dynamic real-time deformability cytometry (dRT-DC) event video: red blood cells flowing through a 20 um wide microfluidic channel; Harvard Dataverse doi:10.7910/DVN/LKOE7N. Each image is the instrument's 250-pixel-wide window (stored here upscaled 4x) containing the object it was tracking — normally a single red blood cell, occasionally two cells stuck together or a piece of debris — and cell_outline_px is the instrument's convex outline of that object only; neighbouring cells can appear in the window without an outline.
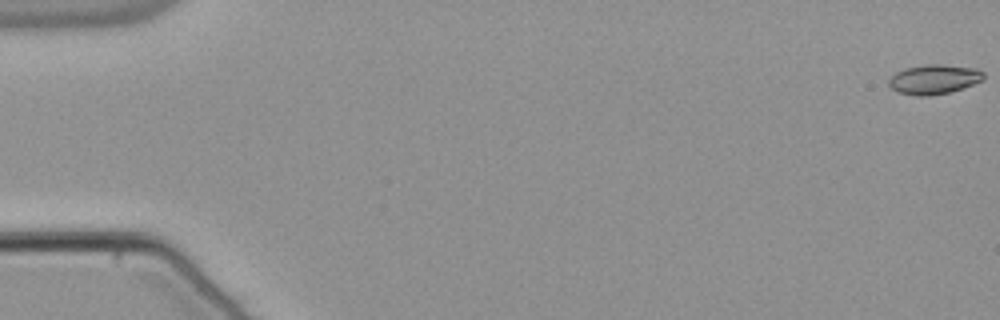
{"species": "common noctule bat (a hibernating species)", "species_latin": "Nyctalus noctula", "temperature_condition": "warm", "stored_images_in_passage": 55, "camera_frame_rate_fps": 3000, "um_per_image_px": 0.085, "animal": {"sex": "male", "body_mass_g": 21.5, "forearm_length_mm": 52.0}, "frame": {"image": 1, "passage_image": 1, "time_ms": 0.0, "image_size_px": [1000, 320], "cell_outline_px": [[984, 80], [948, 92], [928, 96], [916, 96], [900, 92], [892, 88], [888, 84], [888, 80], [896, 72], [904, 68], [928, 64], [940, 64], [976, 68], [984, 72]], "centroid_in_image_um": [79.39, 6.73], "position_along_channel_um": 5.6, "area_um2": 16.18}}
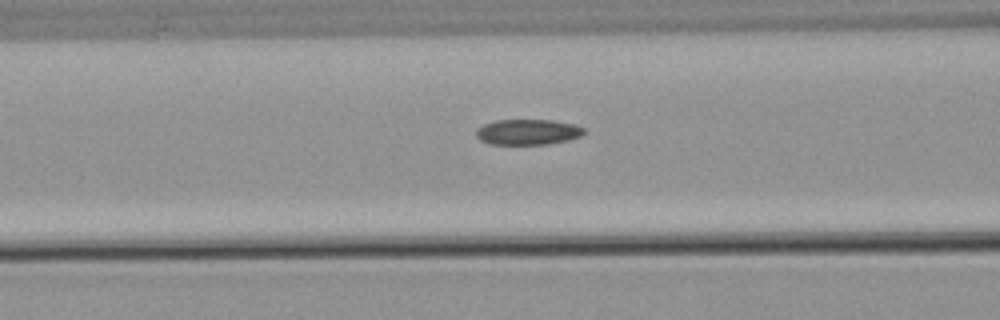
{"frame": {"image": 2, "passage_image": 23, "time_ms": 7.333, "image_size_px": [1000, 320], "cell_outline_px": [[584, 132], [580, 136], [568, 140], [548, 144], [488, 144], [480, 140], [476, 136], [476, 128], [484, 124], [496, 120], [552, 120], [576, 124], [584, 128]], "centroid_in_image_um": [44.85, 11.22], "position_along_channel_um": 121.8, "area_um2": 16.13}}
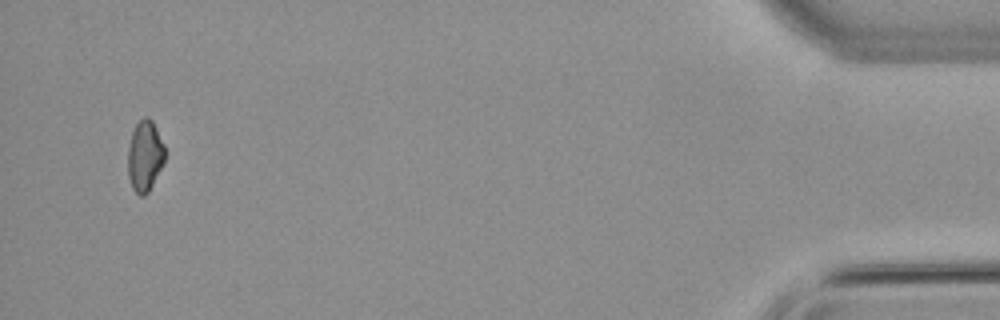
{"frame": {"image": 3, "passage_image": 53, "time_ms": 17.333, "image_size_px": [1000, 320], "cell_outline_px": [[164, 164], [148, 192], [144, 196], [140, 196], [132, 188], [128, 176], [128, 148], [132, 132], [136, 124], [144, 116], [148, 116], [152, 120], [164, 144]], "centroid_in_image_um": [12.31, 13.26], "position_along_channel_um": 422.9, "area_um2": 15.32}, "authors_computed_cell_mechanics": {"area_um2": 16.1262, "velocity_mm_per_s": 3.8292, "shape_relaxation_time_tau1_ms": null, "shape_relaxation_time_tau2_ms": 5.4845, "deformation_change_tau1": null, "deformation_change_tau2": 0.0897}}